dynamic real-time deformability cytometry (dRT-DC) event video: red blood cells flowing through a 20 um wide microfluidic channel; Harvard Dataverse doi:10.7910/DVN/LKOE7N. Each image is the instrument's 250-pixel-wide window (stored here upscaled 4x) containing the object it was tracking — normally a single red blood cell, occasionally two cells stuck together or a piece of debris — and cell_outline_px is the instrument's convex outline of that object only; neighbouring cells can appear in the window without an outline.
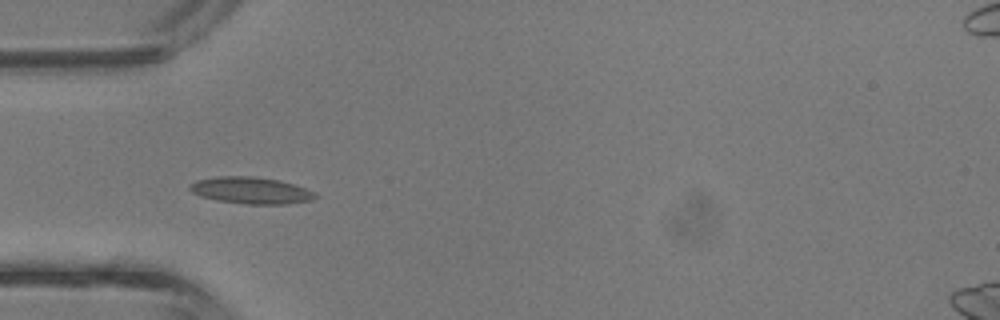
{"species": "common noctule bat (a hibernating species)", "species_latin": "Nyctalus noctula", "temperature_condition": "room temperature", "stored_images_in_passage": 30, "camera_frame_rate_fps": 3000, "um_per_image_px": 0.085, "animal": {"sex": "male", "body_mass_g": 13.3}, "frame": {"image": 1, "passage_image": 1, "time_ms": 0.0, "image_size_px": [1000, 320], "cell_outline_px": [[316, 196], [312, 200], [288, 204], [244, 204], [216, 200], [200, 196], [192, 192], [188, 188], [188, 184], [196, 180], [216, 176], [252, 176], [280, 180], [316, 192]], "centroid_in_image_um": [21.29, 16.18], "position_along_channel_um": 63.7, "area_um2": 19.65}}
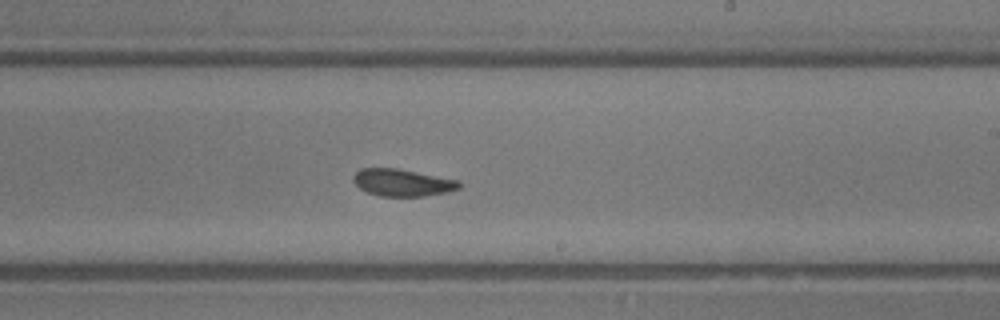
{"frame": {"image": 2, "passage_image": 13, "time_ms": 4.0, "image_size_px": [1000, 320], "cell_outline_px": [[460, 188], [448, 192], [424, 196], [380, 196], [368, 192], [360, 188], [352, 180], [352, 176], [360, 168], [396, 168], [460, 180]], "centroid_in_image_um": [34.2, 15.52], "position_along_channel_um": 254.8, "area_um2": 16.76}}
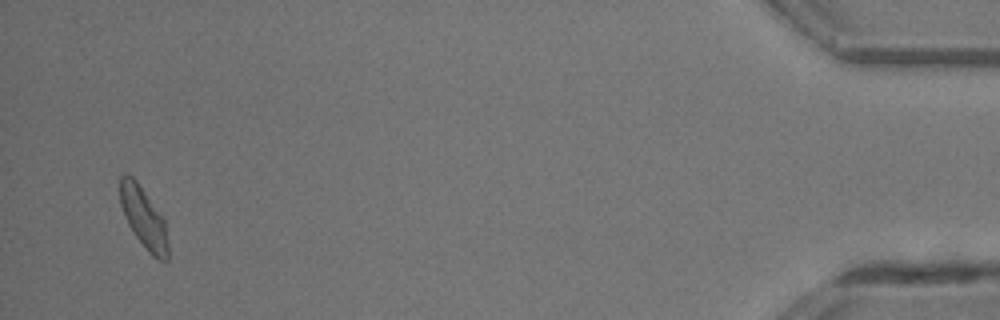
{"frame": {"image": 3, "passage_image": 29, "time_ms": 9.333, "image_size_px": [1000, 320], "cell_outline_px": [[168, 260], [160, 260], [152, 256], [148, 252], [136, 236], [128, 224], [124, 216], [120, 204], [120, 176], [132, 176], [136, 180], [164, 220], [168, 244]], "centroid_in_image_um": [12.2, 18.54], "position_along_channel_um": 423.0, "area_um2": 16.59}, "authors_computed_cell_mechanics": {"area_um2": 16.9065, "velocity_mm_per_s": 4.8041, "shape_relaxation_time_tau1_ms": 3.5016, "shape_relaxation_time_tau2_ms": 1.0662, "deformation_change_tau1": 0.112, "deformation_change_tau2": 0.0467}}